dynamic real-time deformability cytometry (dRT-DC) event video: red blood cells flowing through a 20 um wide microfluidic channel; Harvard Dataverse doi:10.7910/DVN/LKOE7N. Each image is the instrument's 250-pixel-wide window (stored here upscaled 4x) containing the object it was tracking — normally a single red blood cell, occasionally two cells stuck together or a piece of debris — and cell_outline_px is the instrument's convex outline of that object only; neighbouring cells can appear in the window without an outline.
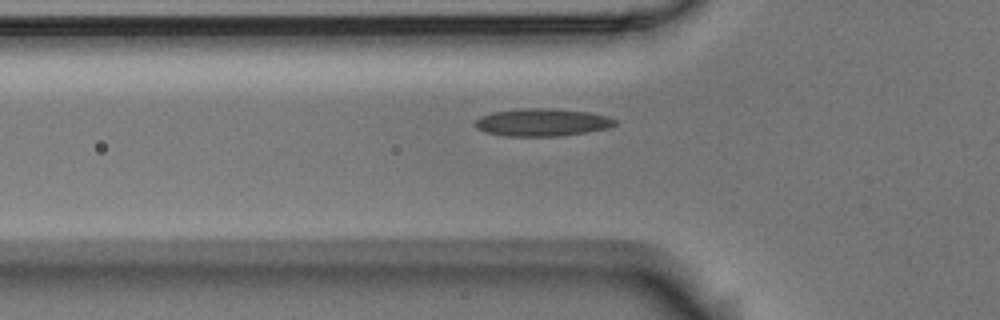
{"species": "Egyptian fruit bat (a non-hibernating species)", "species_latin": "Rousettus aegyptiacus", "temperature_condition": "room temperature", "stored_images_in_passage": 37, "camera_frame_rate_fps": 3000, "um_per_image_px": 0.085, "animal": {"sex": "male"}, "frame": {"image": 1, "passage_image": 7, "time_ms": 2.0, "image_size_px": [1000, 320], "cell_outline_px": [[616, 124], [608, 128], [560, 136], [504, 136], [488, 132], [476, 128], [476, 120], [480, 116], [492, 112], [520, 108], [556, 108], [588, 112], [608, 116], [616, 120]], "centroid_in_image_um": [46.09, 10.39], "position_along_channel_um": 79.7, "area_um2": 22.48}}
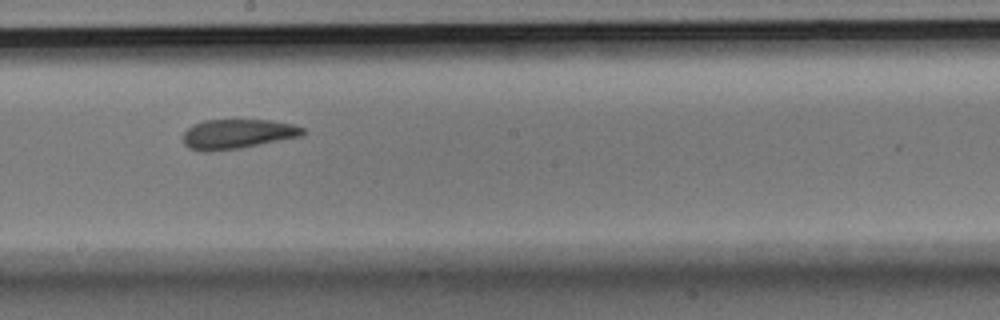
{"frame": {"image": 2, "passage_image": 19, "time_ms": 6.0, "image_size_px": [1000, 320], "cell_outline_px": [[304, 132], [300, 136], [240, 148], [208, 152], [204, 152], [188, 148], [184, 144], [184, 132], [192, 124], [204, 120], [268, 120], [292, 124], [304, 128]], "centroid_in_image_um": [20.13, 11.39], "position_along_channel_um": 228.1, "area_um2": 20.52}}
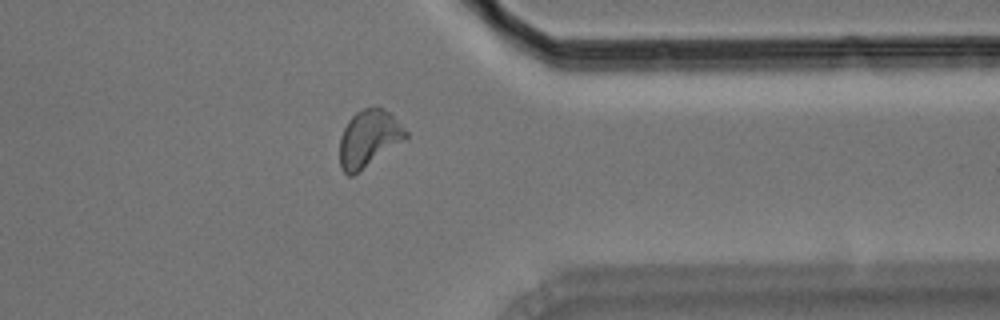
{"frame": {"image": 3, "passage_image": 32, "time_ms": 10.333, "image_size_px": [1000, 320], "cell_outline_px": [[408, 136], [404, 140], [352, 176], [348, 176], [340, 168], [340, 136], [348, 120], [356, 112], [364, 108], [384, 108], [408, 132]], "centroid_in_image_um": [31.32, 11.78], "position_along_channel_um": 380.1, "area_um2": 21.5}}